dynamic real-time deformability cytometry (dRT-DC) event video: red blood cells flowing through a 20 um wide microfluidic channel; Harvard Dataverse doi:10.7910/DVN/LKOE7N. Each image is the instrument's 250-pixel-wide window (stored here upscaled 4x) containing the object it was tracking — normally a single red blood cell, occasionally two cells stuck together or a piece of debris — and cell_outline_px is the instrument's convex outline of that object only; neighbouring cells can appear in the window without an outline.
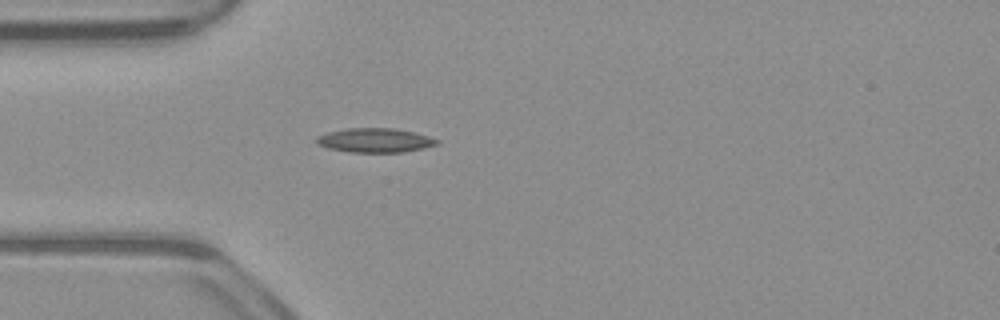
{"species": "common noctule bat (a hibernating species)", "species_latin": "Nyctalus noctula", "temperature_condition": "warm", "stored_images_in_passage": 38, "camera_frame_rate_fps": 3000, "um_per_image_px": 0.085, "animal": {"sex": "male", "body_mass_g": 23.1, "forearm_length_mm": 52.7}, "frame": {"image": 1, "passage_image": 1, "time_ms": 0.0, "image_size_px": [1000, 320], "cell_outline_px": [[440, 144], [424, 148], [404, 152], [348, 152], [328, 148], [320, 144], [316, 140], [316, 136], [328, 132], [348, 128], [396, 128], [428, 136], [440, 140]], "centroid_in_image_um": [31.91, 11.92], "position_along_channel_um": 53.1, "area_um2": 16.99}}
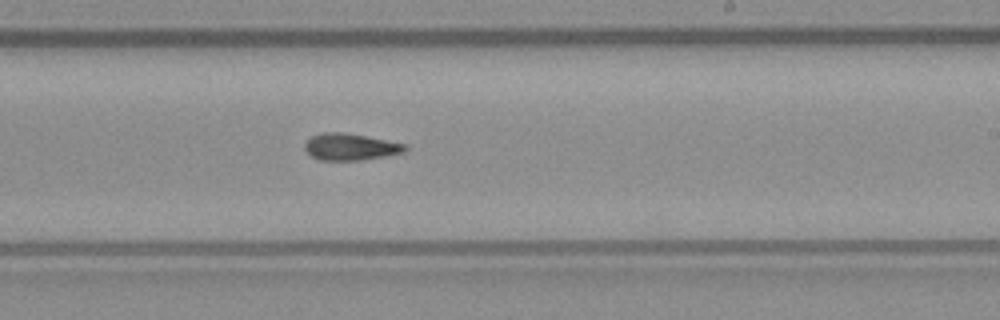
{"frame": {"image": 2, "passage_image": 17, "time_ms": 5.333, "image_size_px": [1000, 320], "cell_outline_px": [[408, 148], [404, 152], [384, 156], [360, 160], [320, 160], [312, 156], [304, 148], [304, 144], [312, 136], [324, 132], [344, 132], [408, 144]], "centroid_in_image_um": [29.8, 12.48], "position_along_channel_um": 259.2, "area_um2": 15.55}}
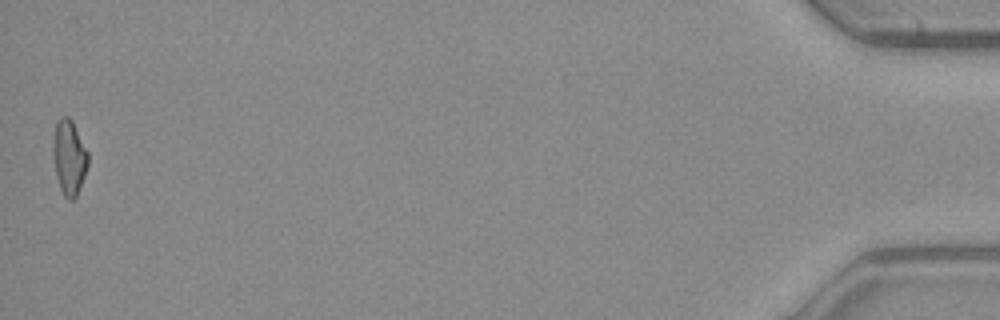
{"frame": {"image": 3, "passage_image": 38, "time_ms": 12.333, "image_size_px": [1000, 320], "cell_outline_px": [[88, 164], [84, 176], [76, 196], [72, 200], [68, 200], [64, 196], [60, 188], [56, 176], [52, 156], [52, 148], [56, 120], [60, 116], [68, 116], [72, 120], [88, 152]], "centroid_in_image_um": [5.85, 13.35], "position_along_channel_um": 429.3, "area_um2": 15.37}, "authors_computed_cell_mechanics": {"area_um2": 15.3459, "velocity_mm_per_s": 3.9555, "shape_relaxation_time_tau1_ms": null, "shape_relaxation_time_tau2_ms": 8.1944, "deformation_change_tau1": null, "deformation_change_tau2": 0.1954}}